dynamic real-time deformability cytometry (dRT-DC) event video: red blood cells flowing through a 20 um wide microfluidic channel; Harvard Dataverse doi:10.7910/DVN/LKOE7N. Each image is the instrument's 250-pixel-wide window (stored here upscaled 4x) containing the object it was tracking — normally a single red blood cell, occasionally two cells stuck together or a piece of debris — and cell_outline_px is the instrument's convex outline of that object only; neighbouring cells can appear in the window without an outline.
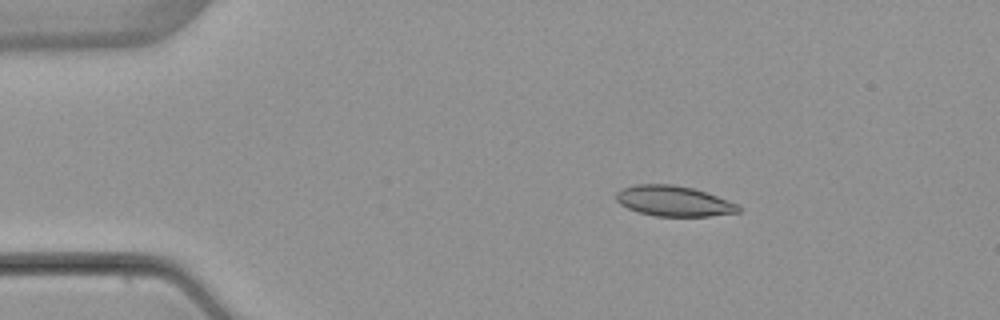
{"species": "common noctule bat (a hibernating species)", "species_latin": "Nyctalus noctula", "temperature_condition": "warm", "stored_images_in_passage": 4, "camera_frame_rate_fps": 3000, "um_per_image_px": 0.085, "animal": {"sex": "female", "body_mass_g": 22.7, "forearm_length_mm": 54.2}, "frame": {"image": 1, "passage_image": 3, "time_ms": 2.667, "image_size_px": [1000, 320], "cell_outline_px": [[740, 212], [708, 216], [656, 216], [640, 212], [628, 208], [620, 204], [616, 200], [616, 192], [620, 188], [636, 184], [672, 184], [692, 188], [740, 204]], "centroid_in_image_um": [57.25, 17.08], "position_along_channel_um": 27.8, "area_um2": 21.62}}